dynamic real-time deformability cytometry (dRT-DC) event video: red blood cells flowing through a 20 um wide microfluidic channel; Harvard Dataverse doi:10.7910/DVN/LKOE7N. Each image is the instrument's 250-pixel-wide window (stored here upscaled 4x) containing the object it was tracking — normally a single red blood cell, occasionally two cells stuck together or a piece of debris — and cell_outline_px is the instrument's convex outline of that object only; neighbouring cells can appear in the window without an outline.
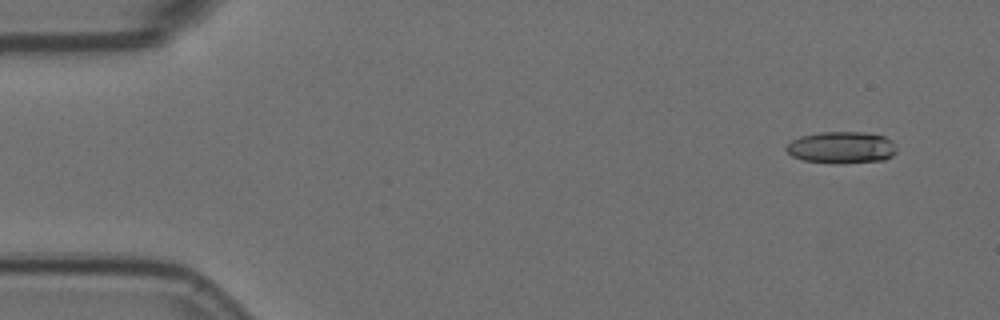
{"species": "Egyptian fruit bat (a non-hibernating species)", "species_latin": "Rousettus aegyptiacus", "temperature_condition": "room temperature", "stored_images_in_passage": 5, "camera_frame_rate_fps": 3000, "um_per_image_px": 0.085, "animal": {"sex": "female"}, "frame": {"image": 1, "passage_image": 1, "time_ms": 0.0, "image_size_px": [1000, 320], "cell_outline_px": [[896, 152], [892, 156], [884, 160], [804, 160], [792, 156], [784, 148], [792, 140], [800, 136], [820, 132], [864, 132], [884, 136], [892, 140], [896, 148]], "centroid_in_image_um": [71.54, 12.47], "position_along_channel_um": 13.5, "area_um2": 19.42}}